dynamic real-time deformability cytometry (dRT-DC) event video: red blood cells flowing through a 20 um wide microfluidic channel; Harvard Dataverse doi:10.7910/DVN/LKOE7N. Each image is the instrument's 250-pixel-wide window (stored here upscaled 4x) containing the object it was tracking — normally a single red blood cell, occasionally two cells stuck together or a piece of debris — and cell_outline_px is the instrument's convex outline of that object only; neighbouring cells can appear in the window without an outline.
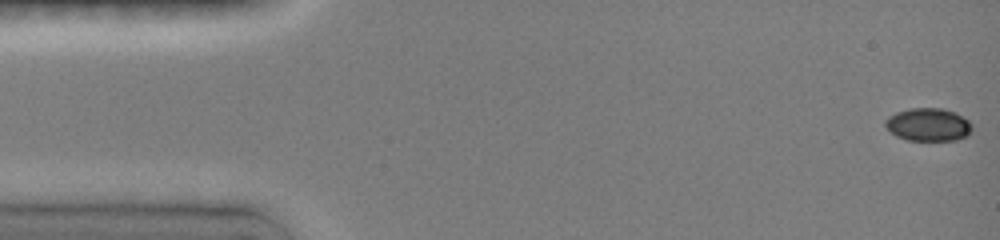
{"species": "common noctule bat (a hibernating species)", "species_latin": "Nyctalus noctula", "temperature_condition": "room temperature", "stored_images_in_passage": 9, "camera_frame_rate_fps": 3000, "um_per_image_px": 0.085, "animal": {"sex": "female", "body_mass_g": 19.0, "forearm_length_mm": 51.5}, "frame": {"image": 1, "passage_image": 1, "time_ms": 0.0, "image_size_px": [1000, 240], "cell_outline_px": [[972, 128], [968, 136], [956, 140], [908, 140], [896, 136], [884, 124], [884, 120], [888, 116], [896, 112], [908, 108], [940, 108], [956, 112], [968, 120], [972, 124]], "centroid_in_image_um": [78.91, 10.58], "position_along_channel_um": 6.1, "area_um2": 16.76}}
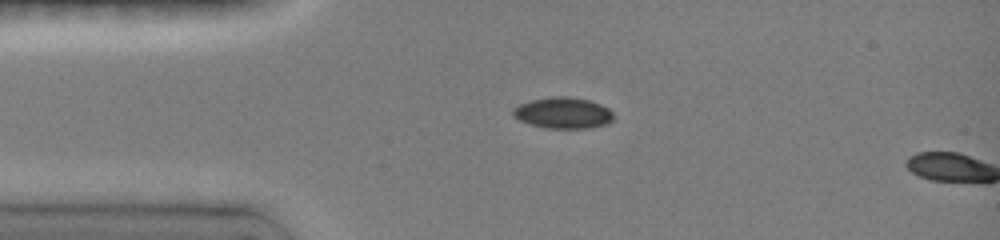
{"frame": {"image": 2, "passage_image": 8, "time_ms": 3.333, "image_size_px": [1000, 240], "cell_outline_px": [[612, 120], [608, 124], [588, 128], [544, 128], [528, 124], [512, 116], [512, 108], [528, 100], [552, 96], [568, 96], [588, 100], [600, 104], [608, 108], [612, 112]], "centroid_in_image_um": [47.81, 9.59], "position_along_channel_um": 37.2, "area_um2": 18.44}}